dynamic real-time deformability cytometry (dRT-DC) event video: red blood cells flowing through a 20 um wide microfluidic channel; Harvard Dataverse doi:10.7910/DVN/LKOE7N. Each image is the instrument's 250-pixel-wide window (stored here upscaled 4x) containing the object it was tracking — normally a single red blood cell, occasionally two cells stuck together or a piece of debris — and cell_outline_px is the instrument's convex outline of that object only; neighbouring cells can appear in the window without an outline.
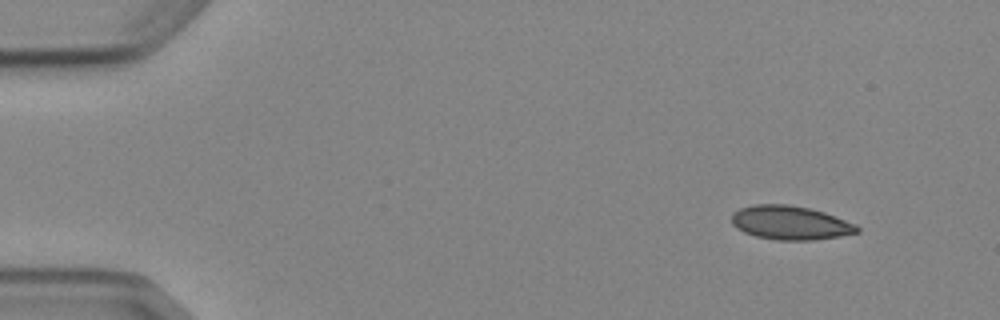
{"species": "Egyptian fruit bat (a non-hibernating species)", "species_latin": "Rousettus aegyptiacus", "temperature_condition": "cold", "stored_images_in_passage": 5, "segment_of_instrument_passage": [1, 2], "camera_frame_rate_fps": 3000, "um_per_image_px": 0.085, "animal": {"sex": "female"}, "frame": {"image": 1, "passage_image": 1, "time_ms": 0.0, "image_size_px": [1000, 320], "cell_outline_px": [[860, 232], [840, 236], [812, 240], [776, 240], [756, 236], [744, 232], [736, 228], [732, 224], [732, 212], [740, 208], [752, 204], [788, 204], [808, 208], [824, 212], [856, 224], [860, 228]], "centroid_in_image_um": [67.16, 18.93], "position_along_channel_um": 17.8, "area_um2": 24.85}}